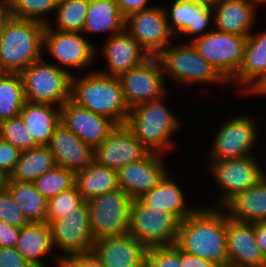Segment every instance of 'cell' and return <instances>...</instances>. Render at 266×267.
<instances>
[{
	"label": "cell",
	"instance_id": "obj_1",
	"mask_svg": "<svg viewBox=\"0 0 266 267\" xmlns=\"http://www.w3.org/2000/svg\"><path fill=\"white\" fill-rule=\"evenodd\" d=\"M176 245L219 267H228L225 210L196 209L181 221Z\"/></svg>",
	"mask_w": 266,
	"mask_h": 267
},
{
	"label": "cell",
	"instance_id": "obj_2",
	"mask_svg": "<svg viewBox=\"0 0 266 267\" xmlns=\"http://www.w3.org/2000/svg\"><path fill=\"white\" fill-rule=\"evenodd\" d=\"M70 101L109 118L116 125L125 124L130 111L119 78L98 71H90L80 79L72 75Z\"/></svg>",
	"mask_w": 266,
	"mask_h": 267
},
{
	"label": "cell",
	"instance_id": "obj_3",
	"mask_svg": "<svg viewBox=\"0 0 266 267\" xmlns=\"http://www.w3.org/2000/svg\"><path fill=\"white\" fill-rule=\"evenodd\" d=\"M45 24L12 17L0 37V73L21 74L41 59Z\"/></svg>",
	"mask_w": 266,
	"mask_h": 267
},
{
	"label": "cell",
	"instance_id": "obj_4",
	"mask_svg": "<svg viewBox=\"0 0 266 267\" xmlns=\"http://www.w3.org/2000/svg\"><path fill=\"white\" fill-rule=\"evenodd\" d=\"M161 100L136 105L130 109L125 123L149 152L159 154L170 150L169 138L180 127V121Z\"/></svg>",
	"mask_w": 266,
	"mask_h": 267
},
{
	"label": "cell",
	"instance_id": "obj_5",
	"mask_svg": "<svg viewBox=\"0 0 266 267\" xmlns=\"http://www.w3.org/2000/svg\"><path fill=\"white\" fill-rule=\"evenodd\" d=\"M26 101L57 104L70 100L72 74L62 66L46 63L43 58L32 63L21 74Z\"/></svg>",
	"mask_w": 266,
	"mask_h": 267
},
{
	"label": "cell",
	"instance_id": "obj_6",
	"mask_svg": "<svg viewBox=\"0 0 266 267\" xmlns=\"http://www.w3.org/2000/svg\"><path fill=\"white\" fill-rule=\"evenodd\" d=\"M181 220L163 211L146 207L134 199L130 207L128 234L147 249L174 246L177 243Z\"/></svg>",
	"mask_w": 266,
	"mask_h": 267
},
{
	"label": "cell",
	"instance_id": "obj_7",
	"mask_svg": "<svg viewBox=\"0 0 266 267\" xmlns=\"http://www.w3.org/2000/svg\"><path fill=\"white\" fill-rule=\"evenodd\" d=\"M246 36L219 30L206 31L192 40L198 53L229 83L239 71L244 58Z\"/></svg>",
	"mask_w": 266,
	"mask_h": 267
},
{
	"label": "cell",
	"instance_id": "obj_8",
	"mask_svg": "<svg viewBox=\"0 0 266 267\" xmlns=\"http://www.w3.org/2000/svg\"><path fill=\"white\" fill-rule=\"evenodd\" d=\"M133 199L121 188L87 201L94 241L128 234Z\"/></svg>",
	"mask_w": 266,
	"mask_h": 267
},
{
	"label": "cell",
	"instance_id": "obj_9",
	"mask_svg": "<svg viewBox=\"0 0 266 267\" xmlns=\"http://www.w3.org/2000/svg\"><path fill=\"white\" fill-rule=\"evenodd\" d=\"M157 58L165 76L180 82L213 83L227 81L196 50L192 43L180 47H166Z\"/></svg>",
	"mask_w": 266,
	"mask_h": 267
},
{
	"label": "cell",
	"instance_id": "obj_10",
	"mask_svg": "<svg viewBox=\"0 0 266 267\" xmlns=\"http://www.w3.org/2000/svg\"><path fill=\"white\" fill-rule=\"evenodd\" d=\"M118 78L130 109L145 102L163 99L165 95V74L157 56H150Z\"/></svg>",
	"mask_w": 266,
	"mask_h": 267
},
{
	"label": "cell",
	"instance_id": "obj_11",
	"mask_svg": "<svg viewBox=\"0 0 266 267\" xmlns=\"http://www.w3.org/2000/svg\"><path fill=\"white\" fill-rule=\"evenodd\" d=\"M50 227L53 246L66 254L63 257L91 253L95 241L92 236L87 202H84L75 211L53 221Z\"/></svg>",
	"mask_w": 266,
	"mask_h": 267
},
{
	"label": "cell",
	"instance_id": "obj_12",
	"mask_svg": "<svg viewBox=\"0 0 266 267\" xmlns=\"http://www.w3.org/2000/svg\"><path fill=\"white\" fill-rule=\"evenodd\" d=\"M125 31L131 35L150 56H158L170 43L173 34L168 26L164 7L130 14L125 18Z\"/></svg>",
	"mask_w": 266,
	"mask_h": 267
},
{
	"label": "cell",
	"instance_id": "obj_13",
	"mask_svg": "<svg viewBox=\"0 0 266 267\" xmlns=\"http://www.w3.org/2000/svg\"><path fill=\"white\" fill-rule=\"evenodd\" d=\"M210 168L215 181L224 191L219 201L223 208L238 193L254 186L262 178V168L250 156L211 161Z\"/></svg>",
	"mask_w": 266,
	"mask_h": 267
},
{
	"label": "cell",
	"instance_id": "obj_14",
	"mask_svg": "<svg viewBox=\"0 0 266 267\" xmlns=\"http://www.w3.org/2000/svg\"><path fill=\"white\" fill-rule=\"evenodd\" d=\"M255 121L249 117H233L218 130L211 148V161L250 156L257 139Z\"/></svg>",
	"mask_w": 266,
	"mask_h": 267
},
{
	"label": "cell",
	"instance_id": "obj_15",
	"mask_svg": "<svg viewBox=\"0 0 266 267\" xmlns=\"http://www.w3.org/2000/svg\"><path fill=\"white\" fill-rule=\"evenodd\" d=\"M149 151L125 125H117L108 137L94 149V161L118 171L129 163L144 158Z\"/></svg>",
	"mask_w": 266,
	"mask_h": 267
},
{
	"label": "cell",
	"instance_id": "obj_16",
	"mask_svg": "<svg viewBox=\"0 0 266 267\" xmlns=\"http://www.w3.org/2000/svg\"><path fill=\"white\" fill-rule=\"evenodd\" d=\"M44 47L63 67L86 68L96 56L95 47L81 33L53 30L50 24L45 26Z\"/></svg>",
	"mask_w": 266,
	"mask_h": 267
},
{
	"label": "cell",
	"instance_id": "obj_17",
	"mask_svg": "<svg viewBox=\"0 0 266 267\" xmlns=\"http://www.w3.org/2000/svg\"><path fill=\"white\" fill-rule=\"evenodd\" d=\"M60 122L93 149L117 126L109 118L79 107L70 100L60 107Z\"/></svg>",
	"mask_w": 266,
	"mask_h": 267
},
{
	"label": "cell",
	"instance_id": "obj_18",
	"mask_svg": "<svg viewBox=\"0 0 266 267\" xmlns=\"http://www.w3.org/2000/svg\"><path fill=\"white\" fill-rule=\"evenodd\" d=\"M159 153L149 152L141 160L117 171L119 187L133 200L156 187L168 174Z\"/></svg>",
	"mask_w": 266,
	"mask_h": 267
},
{
	"label": "cell",
	"instance_id": "obj_19",
	"mask_svg": "<svg viewBox=\"0 0 266 267\" xmlns=\"http://www.w3.org/2000/svg\"><path fill=\"white\" fill-rule=\"evenodd\" d=\"M228 267H265L266 258L256 244L252 223L226 215Z\"/></svg>",
	"mask_w": 266,
	"mask_h": 267
},
{
	"label": "cell",
	"instance_id": "obj_20",
	"mask_svg": "<svg viewBox=\"0 0 266 267\" xmlns=\"http://www.w3.org/2000/svg\"><path fill=\"white\" fill-rule=\"evenodd\" d=\"M146 252L130 234L96 240L91 251L103 267H145Z\"/></svg>",
	"mask_w": 266,
	"mask_h": 267
},
{
	"label": "cell",
	"instance_id": "obj_21",
	"mask_svg": "<svg viewBox=\"0 0 266 267\" xmlns=\"http://www.w3.org/2000/svg\"><path fill=\"white\" fill-rule=\"evenodd\" d=\"M48 147L54 155L56 166L74 173L94 161V149L61 122L56 126Z\"/></svg>",
	"mask_w": 266,
	"mask_h": 267
},
{
	"label": "cell",
	"instance_id": "obj_22",
	"mask_svg": "<svg viewBox=\"0 0 266 267\" xmlns=\"http://www.w3.org/2000/svg\"><path fill=\"white\" fill-rule=\"evenodd\" d=\"M109 73L99 71L106 76L119 77L125 71L142 64L150 55L125 30L107 39L103 47Z\"/></svg>",
	"mask_w": 266,
	"mask_h": 267
},
{
	"label": "cell",
	"instance_id": "obj_23",
	"mask_svg": "<svg viewBox=\"0 0 266 267\" xmlns=\"http://www.w3.org/2000/svg\"><path fill=\"white\" fill-rule=\"evenodd\" d=\"M164 9L168 21L169 18L173 21V23L168 22L173 35L177 33L202 35L213 17L212 4L197 0H175L170 12L167 8Z\"/></svg>",
	"mask_w": 266,
	"mask_h": 267
},
{
	"label": "cell",
	"instance_id": "obj_24",
	"mask_svg": "<svg viewBox=\"0 0 266 267\" xmlns=\"http://www.w3.org/2000/svg\"><path fill=\"white\" fill-rule=\"evenodd\" d=\"M228 217L245 223L266 222V173L249 189L238 193L225 206Z\"/></svg>",
	"mask_w": 266,
	"mask_h": 267
},
{
	"label": "cell",
	"instance_id": "obj_25",
	"mask_svg": "<svg viewBox=\"0 0 266 267\" xmlns=\"http://www.w3.org/2000/svg\"><path fill=\"white\" fill-rule=\"evenodd\" d=\"M266 78V32L249 35L244 51V58L239 71L229 81H235L252 92Z\"/></svg>",
	"mask_w": 266,
	"mask_h": 267
},
{
	"label": "cell",
	"instance_id": "obj_26",
	"mask_svg": "<svg viewBox=\"0 0 266 267\" xmlns=\"http://www.w3.org/2000/svg\"><path fill=\"white\" fill-rule=\"evenodd\" d=\"M255 5L247 0H219L212 5L217 30L248 37L254 23ZM217 8V9H216Z\"/></svg>",
	"mask_w": 266,
	"mask_h": 267
},
{
	"label": "cell",
	"instance_id": "obj_27",
	"mask_svg": "<svg viewBox=\"0 0 266 267\" xmlns=\"http://www.w3.org/2000/svg\"><path fill=\"white\" fill-rule=\"evenodd\" d=\"M19 116L28 133L38 146H48L51 136L60 123V108L53 105L26 101Z\"/></svg>",
	"mask_w": 266,
	"mask_h": 267
},
{
	"label": "cell",
	"instance_id": "obj_28",
	"mask_svg": "<svg viewBox=\"0 0 266 267\" xmlns=\"http://www.w3.org/2000/svg\"><path fill=\"white\" fill-rule=\"evenodd\" d=\"M139 200L152 210L163 211L177 216L181 221L191 215L196 209H188L185 198L179 186L170 180L168 174L149 192L144 193Z\"/></svg>",
	"mask_w": 266,
	"mask_h": 267
},
{
	"label": "cell",
	"instance_id": "obj_29",
	"mask_svg": "<svg viewBox=\"0 0 266 267\" xmlns=\"http://www.w3.org/2000/svg\"><path fill=\"white\" fill-rule=\"evenodd\" d=\"M51 227L46 222H30L20 228L15 249L32 265L45 267L40 257L53 248Z\"/></svg>",
	"mask_w": 266,
	"mask_h": 267
},
{
	"label": "cell",
	"instance_id": "obj_30",
	"mask_svg": "<svg viewBox=\"0 0 266 267\" xmlns=\"http://www.w3.org/2000/svg\"><path fill=\"white\" fill-rule=\"evenodd\" d=\"M75 186L85 202L120 188L117 171L95 161L75 173Z\"/></svg>",
	"mask_w": 266,
	"mask_h": 267
},
{
	"label": "cell",
	"instance_id": "obj_31",
	"mask_svg": "<svg viewBox=\"0 0 266 267\" xmlns=\"http://www.w3.org/2000/svg\"><path fill=\"white\" fill-rule=\"evenodd\" d=\"M125 30V17L115 0H89L87 16L82 33L112 32L113 35Z\"/></svg>",
	"mask_w": 266,
	"mask_h": 267
},
{
	"label": "cell",
	"instance_id": "obj_32",
	"mask_svg": "<svg viewBox=\"0 0 266 267\" xmlns=\"http://www.w3.org/2000/svg\"><path fill=\"white\" fill-rule=\"evenodd\" d=\"M56 166L54 155L48 146L21 151L19 160L8 181L34 182L42 174Z\"/></svg>",
	"mask_w": 266,
	"mask_h": 267
},
{
	"label": "cell",
	"instance_id": "obj_33",
	"mask_svg": "<svg viewBox=\"0 0 266 267\" xmlns=\"http://www.w3.org/2000/svg\"><path fill=\"white\" fill-rule=\"evenodd\" d=\"M6 189L30 222H45L47 199L32 182L8 181Z\"/></svg>",
	"mask_w": 266,
	"mask_h": 267
},
{
	"label": "cell",
	"instance_id": "obj_34",
	"mask_svg": "<svg viewBox=\"0 0 266 267\" xmlns=\"http://www.w3.org/2000/svg\"><path fill=\"white\" fill-rule=\"evenodd\" d=\"M25 102L21 75L18 73H0V123L19 116Z\"/></svg>",
	"mask_w": 266,
	"mask_h": 267
},
{
	"label": "cell",
	"instance_id": "obj_35",
	"mask_svg": "<svg viewBox=\"0 0 266 267\" xmlns=\"http://www.w3.org/2000/svg\"><path fill=\"white\" fill-rule=\"evenodd\" d=\"M89 0H59L56 8V30L82 33Z\"/></svg>",
	"mask_w": 266,
	"mask_h": 267
},
{
	"label": "cell",
	"instance_id": "obj_36",
	"mask_svg": "<svg viewBox=\"0 0 266 267\" xmlns=\"http://www.w3.org/2000/svg\"><path fill=\"white\" fill-rule=\"evenodd\" d=\"M33 184L46 199H49L74 187L75 173L55 166L37 178Z\"/></svg>",
	"mask_w": 266,
	"mask_h": 267
},
{
	"label": "cell",
	"instance_id": "obj_37",
	"mask_svg": "<svg viewBox=\"0 0 266 267\" xmlns=\"http://www.w3.org/2000/svg\"><path fill=\"white\" fill-rule=\"evenodd\" d=\"M84 202L76 186L47 199L45 222L50 225L53 221L62 218L65 214L75 211Z\"/></svg>",
	"mask_w": 266,
	"mask_h": 267
},
{
	"label": "cell",
	"instance_id": "obj_38",
	"mask_svg": "<svg viewBox=\"0 0 266 267\" xmlns=\"http://www.w3.org/2000/svg\"><path fill=\"white\" fill-rule=\"evenodd\" d=\"M0 138L20 151L38 147L33 137L27 132L20 116L9 118L0 123Z\"/></svg>",
	"mask_w": 266,
	"mask_h": 267
},
{
	"label": "cell",
	"instance_id": "obj_39",
	"mask_svg": "<svg viewBox=\"0 0 266 267\" xmlns=\"http://www.w3.org/2000/svg\"><path fill=\"white\" fill-rule=\"evenodd\" d=\"M12 17L41 22H48L41 18L42 14L55 10L59 0H10Z\"/></svg>",
	"mask_w": 266,
	"mask_h": 267
},
{
	"label": "cell",
	"instance_id": "obj_40",
	"mask_svg": "<svg viewBox=\"0 0 266 267\" xmlns=\"http://www.w3.org/2000/svg\"><path fill=\"white\" fill-rule=\"evenodd\" d=\"M145 267H181L180 248L174 245L147 250Z\"/></svg>",
	"mask_w": 266,
	"mask_h": 267
},
{
	"label": "cell",
	"instance_id": "obj_41",
	"mask_svg": "<svg viewBox=\"0 0 266 267\" xmlns=\"http://www.w3.org/2000/svg\"><path fill=\"white\" fill-rule=\"evenodd\" d=\"M0 221L18 228L30 223L7 189L0 191Z\"/></svg>",
	"mask_w": 266,
	"mask_h": 267
},
{
	"label": "cell",
	"instance_id": "obj_42",
	"mask_svg": "<svg viewBox=\"0 0 266 267\" xmlns=\"http://www.w3.org/2000/svg\"><path fill=\"white\" fill-rule=\"evenodd\" d=\"M21 151L0 138V171L9 177L19 160Z\"/></svg>",
	"mask_w": 266,
	"mask_h": 267
},
{
	"label": "cell",
	"instance_id": "obj_43",
	"mask_svg": "<svg viewBox=\"0 0 266 267\" xmlns=\"http://www.w3.org/2000/svg\"><path fill=\"white\" fill-rule=\"evenodd\" d=\"M59 267H103L100 261L92 254L72 255L69 257H59L57 259Z\"/></svg>",
	"mask_w": 266,
	"mask_h": 267
},
{
	"label": "cell",
	"instance_id": "obj_44",
	"mask_svg": "<svg viewBox=\"0 0 266 267\" xmlns=\"http://www.w3.org/2000/svg\"><path fill=\"white\" fill-rule=\"evenodd\" d=\"M0 267H32L15 249L0 247Z\"/></svg>",
	"mask_w": 266,
	"mask_h": 267
},
{
	"label": "cell",
	"instance_id": "obj_45",
	"mask_svg": "<svg viewBox=\"0 0 266 267\" xmlns=\"http://www.w3.org/2000/svg\"><path fill=\"white\" fill-rule=\"evenodd\" d=\"M19 233L20 228L0 221V247L15 248Z\"/></svg>",
	"mask_w": 266,
	"mask_h": 267
},
{
	"label": "cell",
	"instance_id": "obj_46",
	"mask_svg": "<svg viewBox=\"0 0 266 267\" xmlns=\"http://www.w3.org/2000/svg\"><path fill=\"white\" fill-rule=\"evenodd\" d=\"M121 14L126 18L132 13L146 10L148 7V0H115Z\"/></svg>",
	"mask_w": 266,
	"mask_h": 267
},
{
	"label": "cell",
	"instance_id": "obj_47",
	"mask_svg": "<svg viewBox=\"0 0 266 267\" xmlns=\"http://www.w3.org/2000/svg\"><path fill=\"white\" fill-rule=\"evenodd\" d=\"M181 267H219L211 261L204 260L196 255L186 253L180 249Z\"/></svg>",
	"mask_w": 266,
	"mask_h": 267
},
{
	"label": "cell",
	"instance_id": "obj_48",
	"mask_svg": "<svg viewBox=\"0 0 266 267\" xmlns=\"http://www.w3.org/2000/svg\"><path fill=\"white\" fill-rule=\"evenodd\" d=\"M255 241L266 258V222L253 223Z\"/></svg>",
	"mask_w": 266,
	"mask_h": 267
},
{
	"label": "cell",
	"instance_id": "obj_49",
	"mask_svg": "<svg viewBox=\"0 0 266 267\" xmlns=\"http://www.w3.org/2000/svg\"><path fill=\"white\" fill-rule=\"evenodd\" d=\"M12 18L10 0H0V37L7 22Z\"/></svg>",
	"mask_w": 266,
	"mask_h": 267
},
{
	"label": "cell",
	"instance_id": "obj_50",
	"mask_svg": "<svg viewBox=\"0 0 266 267\" xmlns=\"http://www.w3.org/2000/svg\"><path fill=\"white\" fill-rule=\"evenodd\" d=\"M251 93L266 94V78Z\"/></svg>",
	"mask_w": 266,
	"mask_h": 267
},
{
	"label": "cell",
	"instance_id": "obj_51",
	"mask_svg": "<svg viewBox=\"0 0 266 267\" xmlns=\"http://www.w3.org/2000/svg\"><path fill=\"white\" fill-rule=\"evenodd\" d=\"M8 182V176L0 171V191L6 189Z\"/></svg>",
	"mask_w": 266,
	"mask_h": 267
},
{
	"label": "cell",
	"instance_id": "obj_52",
	"mask_svg": "<svg viewBox=\"0 0 266 267\" xmlns=\"http://www.w3.org/2000/svg\"><path fill=\"white\" fill-rule=\"evenodd\" d=\"M248 2L252 3L254 5V3L257 4H262V3H266V0H247Z\"/></svg>",
	"mask_w": 266,
	"mask_h": 267
},
{
	"label": "cell",
	"instance_id": "obj_53",
	"mask_svg": "<svg viewBox=\"0 0 266 267\" xmlns=\"http://www.w3.org/2000/svg\"><path fill=\"white\" fill-rule=\"evenodd\" d=\"M197 1H200V2H205V3H210V4H214V3H216L217 1H219V0H197Z\"/></svg>",
	"mask_w": 266,
	"mask_h": 267
}]
</instances>
